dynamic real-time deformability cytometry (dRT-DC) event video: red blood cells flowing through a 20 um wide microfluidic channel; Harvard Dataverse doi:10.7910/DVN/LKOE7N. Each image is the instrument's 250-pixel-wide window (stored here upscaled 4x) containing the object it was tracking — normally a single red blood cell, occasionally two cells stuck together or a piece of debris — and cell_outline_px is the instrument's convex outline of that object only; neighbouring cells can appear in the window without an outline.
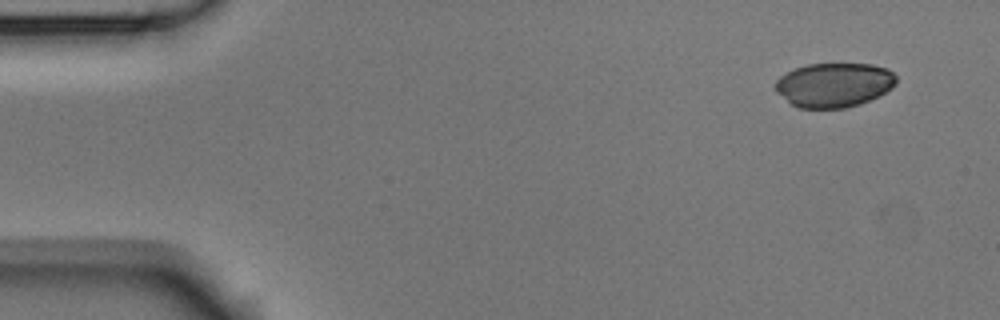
{"species": "Egyptian fruit bat (a non-hibernating species)", "species_latin": "Rousettus aegyptiacus", "temperature_condition": "room temperature", "stored_images_in_passage": 4, "camera_frame_rate_fps": 3000, "um_per_image_px": 0.085, "animal": {"sex": "male"}, "frame": {"image": 1, "passage_image": 1, "time_ms": 0.0, "image_size_px": [1000, 320], "cell_outline_px": [[896, 84], [892, 88], [880, 96], [860, 104], [844, 108], [800, 108], [792, 104], [776, 92], [772, 84], [780, 76], [796, 68], [808, 64], [872, 64], [888, 68], [896, 76]], "centroid_in_image_um": [70.9, 7.22], "position_along_channel_um": 14.1, "area_um2": 31.44}}
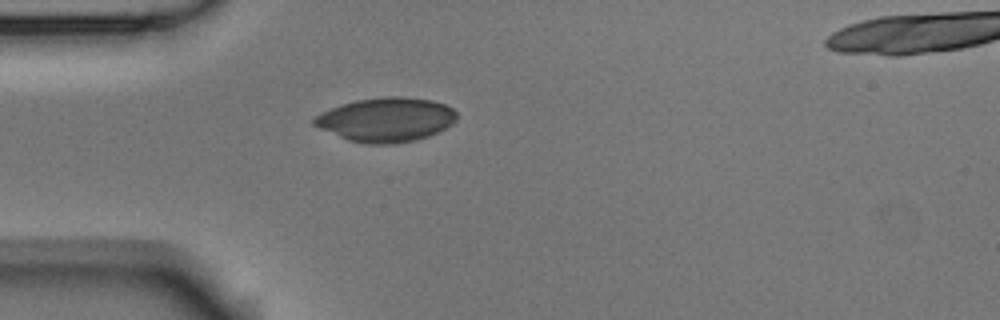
{"frame": {"image": 2, "passage_image": 4, "time_ms": 1.0, "image_size_px": [1000, 320], "cell_outline_px": [[456, 120], [452, 124], [428, 136], [416, 140], [396, 144], [364, 144], [348, 140], [320, 128], [312, 124], [312, 120], [316, 116], [332, 108], [356, 100], [388, 96], [400, 96], [432, 100], [444, 104], [452, 108], [456, 112]], "centroid_in_image_um": [32.84, 10.18], "position_along_channel_um": 52.2, "area_um2": 36.47}}